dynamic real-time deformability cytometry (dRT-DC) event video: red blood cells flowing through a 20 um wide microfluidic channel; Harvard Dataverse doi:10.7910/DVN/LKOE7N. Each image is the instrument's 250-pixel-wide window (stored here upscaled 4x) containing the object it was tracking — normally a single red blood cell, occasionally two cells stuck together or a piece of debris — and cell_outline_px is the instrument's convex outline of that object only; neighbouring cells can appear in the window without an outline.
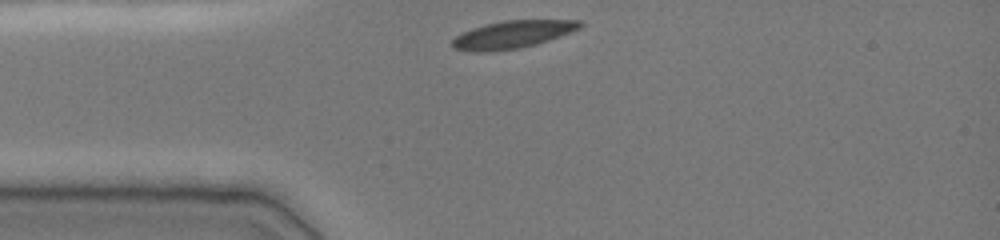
{"species": "common noctule bat (a hibernating species)", "species_latin": "Nyctalus noctula", "temperature_condition": "cold", "stored_images_in_passage": 31, "camera_frame_rate_fps": 3000, "um_per_image_px": 0.085, "animal": {"sex": "female", "body_mass_g": 19.0, "forearm_length_mm": 51.5}, "frame": {"image": 1, "passage_image": 1, "time_ms": 0.0, "image_size_px": [1000, 240], "cell_outline_px": [[584, 24], [580, 28], [548, 40], [536, 44], [520, 48], [488, 52], [476, 52], [452, 48], [452, 40], [456, 36], [472, 28], [484, 24], [504, 20], [580, 20]], "centroid_in_image_um": [43.54, 2.93], "position_along_channel_um": 41.5, "area_um2": 20.46}}
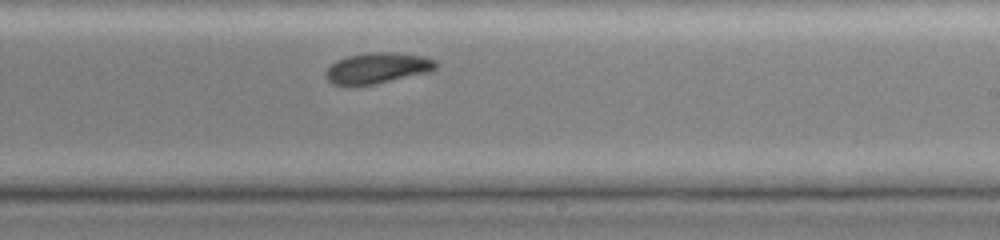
{"frame": {"image": 2, "passage_image": 19, "time_ms": 6.0, "image_size_px": [1000, 240], "cell_outline_px": [[436, 68], [432, 72], [376, 84], [332, 84], [324, 76], [324, 72], [336, 60], [348, 56], [368, 52], [396, 52], [424, 56], [436, 60]], "centroid_in_image_um": [32.12, 5.77], "position_along_channel_um": 256.9, "area_um2": 19.88}}
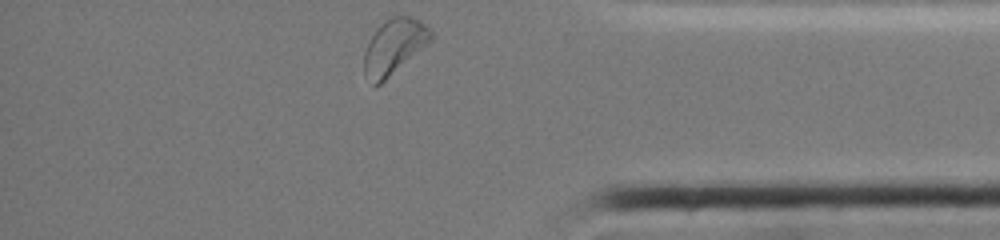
{"frame": {"image": 3, "passage_image": 31, "time_ms": 10.0, "image_size_px": [1000, 240], "cell_outline_px": [[436, 36], [428, 44], [380, 84], [372, 84], [364, 76], [364, 52], [376, 28], [380, 24], [392, 16], [408, 16], [420, 20]], "centroid_in_image_um": [33.5, 3.95], "position_along_channel_um": 401.7, "area_um2": 21.39}, "authors_computed_cell_mechanics": {"area_um2": 20.7502, "velocity_mm_per_s": 3.8461, "shape_relaxation_time_tau1_ms": 2.3326, "shape_relaxation_time_tau2_ms": null, "deformation_change_tau1": 0.0738, "deformation_change_tau2": null}}